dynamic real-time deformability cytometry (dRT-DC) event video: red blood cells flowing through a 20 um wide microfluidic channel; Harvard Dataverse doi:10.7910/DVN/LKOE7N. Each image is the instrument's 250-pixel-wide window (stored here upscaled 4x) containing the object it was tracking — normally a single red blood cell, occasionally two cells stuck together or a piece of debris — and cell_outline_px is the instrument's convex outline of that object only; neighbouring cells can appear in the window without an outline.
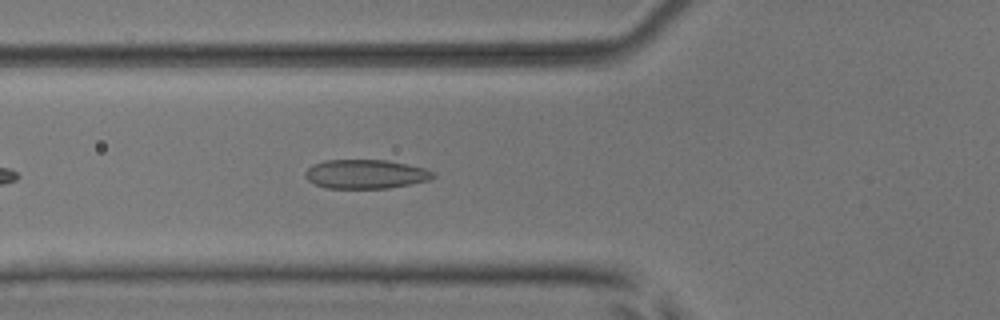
{"species": "common noctule bat (a hibernating species)", "species_latin": "Nyctalus noctula", "temperature_condition": "room temperature", "stored_images_in_passage": 26, "camera_frame_rate_fps": 3000, "um_per_image_px": 0.085, "animal": {"sex": "male", "body_mass_g": 17.9, "forearm_length_mm": 54.2}, "frame": {"image": 1, "passage_image": 7, "time_ms": 2.0, "image_size_px": [1000, 320], "cell_outline_px": [[436, 176], [428, 180], [388, 188], [328, 188], [316, 184], [308, 180], [304, 176], [304, 172], [312, 164], [324, 160], [388, 160], [424, 168], [436, 172]], "centroid_in_image_um": [31.07, 14.79], "position_along_channel_um": 94.7, "area_um2": 21.62}}
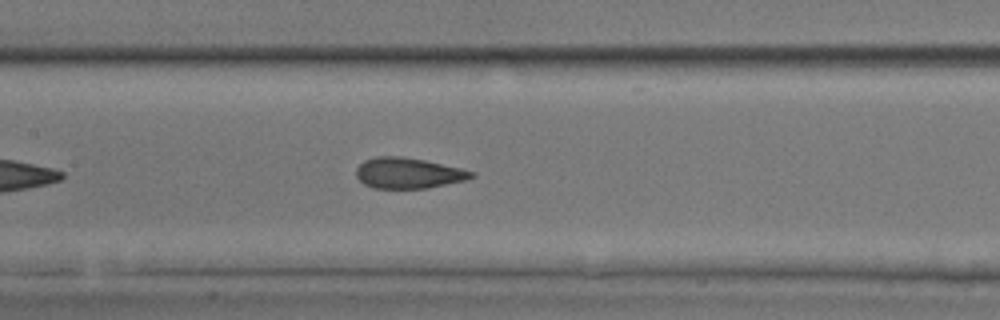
{"frame": {"image": 2, "passage_image": 13, "time_ms": 4.0, "image_size_px": [1000, 320], "cell_outline_px": [[476, 176], [464, 180], [428, 188], [372, 188], [364, 184], [356, 176], [356, 168], [364, 160], [376, 156], [400, 156], [424, 160], [460, 168], [476, 172]], "centroid_in_image_um": [34.69, 14.71], "position_along_channel_um": 172.7, "area_um2": 20.58}}
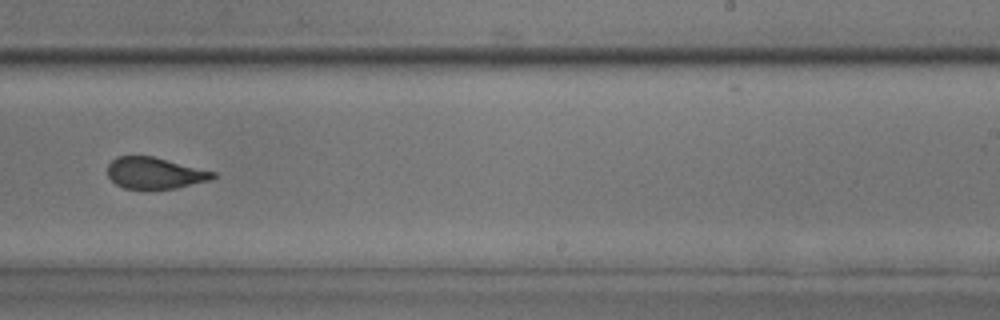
{"frame": {"image": 3, "passage_image": 21, "time_ms": 6.667, "image_size_px": [1000, 320], "cell_outline_px": [[216, 176], [212, 180], [176, 188], [124, 188], [116, 184], [108, 176], [108, 164], [116, 156], [152, 156], [216, 172]], "centroid_in_image_um": [13.17, 14.7], "position_along_channel_um": 275.8, "area_um2": 19.13}}